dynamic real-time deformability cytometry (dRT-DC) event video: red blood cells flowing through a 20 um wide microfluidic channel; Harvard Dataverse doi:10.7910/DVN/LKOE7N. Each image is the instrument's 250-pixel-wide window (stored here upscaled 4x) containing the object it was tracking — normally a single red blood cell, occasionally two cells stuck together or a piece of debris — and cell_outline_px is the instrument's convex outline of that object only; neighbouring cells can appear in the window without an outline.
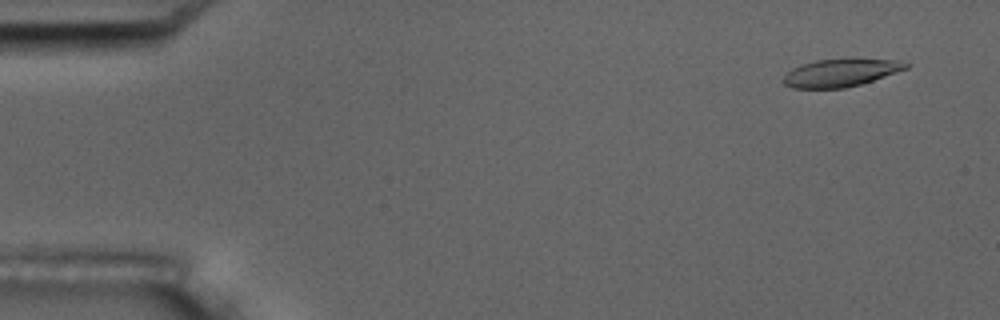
{"species": "common noctule bat (a hibernating species)", "species_latin": "Nyctalus noctula", "temperature_condition": "room temperature", "stored_images_in_passage": 5, "segment_of_instrument_passage": [1, 2], "camera_frame_rate_fps": 3000, "um_per_image_px": 0.085, "animal": {"sex": "male", "body_mass_g": 17.5, "forearm_length_mm": 52.3}, "frame": {"image": 1, "passage_image": 1, "time_ms": 0.0, "image_size_px": [1000, 320], "cell_outline_px": [[912, 64], [908, 68], [860, 84], [844, 88], [792, 88], [784, 84], [784, 76], [792, 68], [800, 64], [816, 60], [900, 60]], "centroid_in_image_um": [71.44, 6.19], "position_along_channel_um": 13.6, "area_um2": 19.31}}
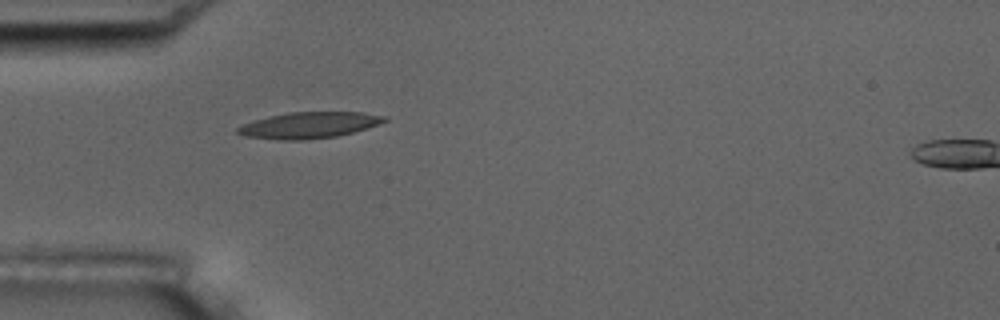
{"frame": {"image": 2, "passage_image": 4, "time_ms": 4.333, "image_size_px": [1000, 320], "cell_outline_px": [[388, 120], [380, 124], [352, 132], [336, 136], [304, 140], [280, 140], [244, 136], [236, 132], [236, 128], [252, 120], [268, 116], [288, 112], [360, 112], [388, 116]], "centroid_in_image_um": [26.26, 10.63], "position_along_channel_um": 58.7, "area_um2": 22.48}}